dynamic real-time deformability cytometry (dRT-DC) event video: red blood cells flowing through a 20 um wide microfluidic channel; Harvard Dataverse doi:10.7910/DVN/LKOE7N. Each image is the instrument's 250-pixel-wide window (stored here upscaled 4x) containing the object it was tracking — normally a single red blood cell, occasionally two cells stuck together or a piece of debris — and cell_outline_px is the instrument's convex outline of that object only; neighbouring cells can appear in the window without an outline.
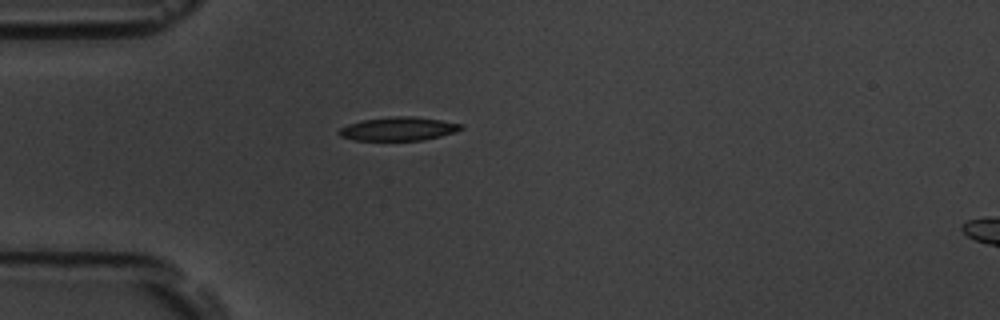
{"species": "common noctule bat (a hibernating species)", "species_latin": "Nyctalus noctula", "temperature_condition": "room temperature", "stored_images_in_passage": 41, "camera_frame_rate_fps": 3000, "um_per_image_px": 0.085, "animal": {"sex": "male", "body_mass_g": 19.5, "forearm_length_mm": 54.6}, "frame": {"image": 1, "passage_image": 1, "time_ms": 0.0, "image_size_px": [1000, 320], "cell_outline_px": [[464, 128], [456, 132], [424, 140], [352, 140], [340, 136], [336, 132], [340, 128], [348, 124], [364, 120], [396, 116], [416, 116], [464, 124]], "centroid_in_image_um": [33.89, 10.95], "position_along_channel_um": 51.1, "area_um2": 16.82}}
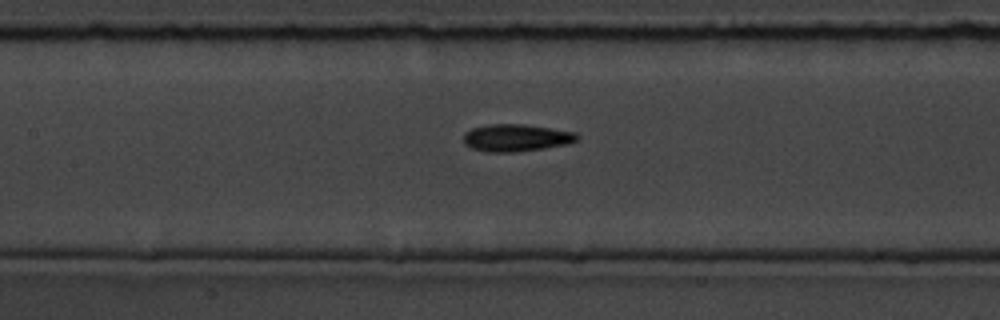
{"frame": {"image": 2, "passage_image": 11, "time_ms": 3.333, "image_size_px": [1000, 320], "cell_outline_px": [[580, 136], [576, 140], [568, 144], [544, 148], [516, 152], [488, 152], [472, 148], [464, 144], [464, 132], [472, 128], [492, 124], [524, 124], [576, 132]], "centroid_in_image_um": [43.88, 11.71], "position_along_channel_um": 163.5, "area_um2": 18.03}}
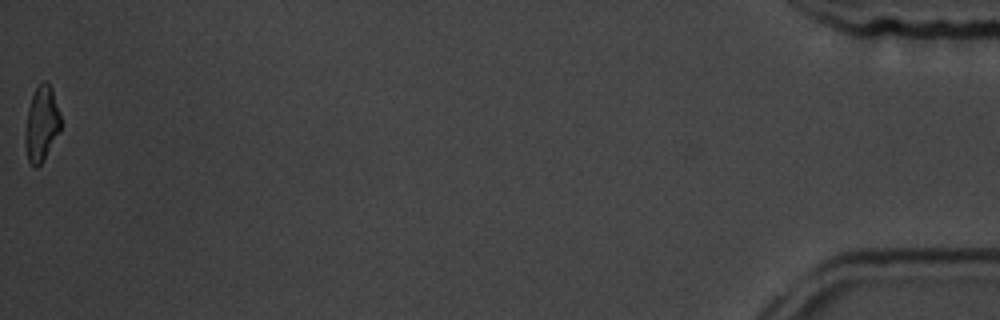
{"frame": {"image": 3, "passage_image": 41, "time_ms": 13.333, "image_size_px": [1000, 320], "cell_outline_px": [[60, 132], [44, 160], [36, 168], [28, 160], [24, 144], [24, 132], [28, 108], [32, 96], [36, 88], [44, 80], [52, 88], [60, 112]], "centroid_in_image_um": [3.53, 10.55], "position_along_channel_um": 431.7, "area_um2": 15.66}, "authors_computed_cell_mechanics": {"area_um2": 16.8198, "velocity_mm_per_s": 3.6859, "shape_relaxation_time_tau1_ms": 2.3102, "shape_relaxation_time_tau2_ms": 2.3677, "deformation_change_tau1": 0.1508, "deformation_change_tau2": 0.1181}}